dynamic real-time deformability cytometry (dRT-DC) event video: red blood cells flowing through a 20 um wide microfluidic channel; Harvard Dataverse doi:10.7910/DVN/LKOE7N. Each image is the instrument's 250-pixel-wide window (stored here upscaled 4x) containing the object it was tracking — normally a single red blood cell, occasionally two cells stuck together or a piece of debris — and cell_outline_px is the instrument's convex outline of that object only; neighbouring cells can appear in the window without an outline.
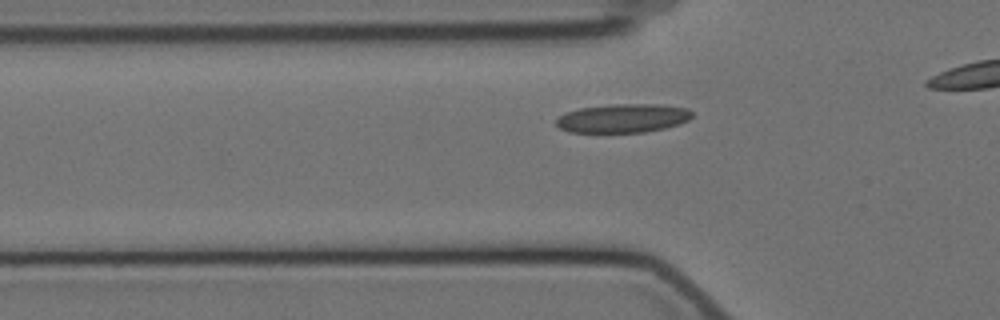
{"species": "Egyptian fruit bat (a non-hibernating species)", "species_latin": "Rousettus aegyptiacus", "temperature_condition": "cold", "stored_images_in_passage": 32, "camera_frame_rate_fps": 3000, "um_per_image_px": 0.085, "animal": {"sex": "female"}, "frame": {"image": 1, "passage_image": 8, "time_ms": 2.333, "image_size_px": [1000, 320], "cell_outline_px": [[692, 116], [688, 120], [680, 124], [664, 128], [644, 132], [568, 132], [560, 128], [556, 124], [556, 120], [560, 116], [568, 112], [580, 108], [612, 104], [656, 104], [688, 108], [692, 112]], "centroid_in_image_um": [52.97, 10.05], "position_along_channel_um": 72.8, "area_um2": 22.66}}
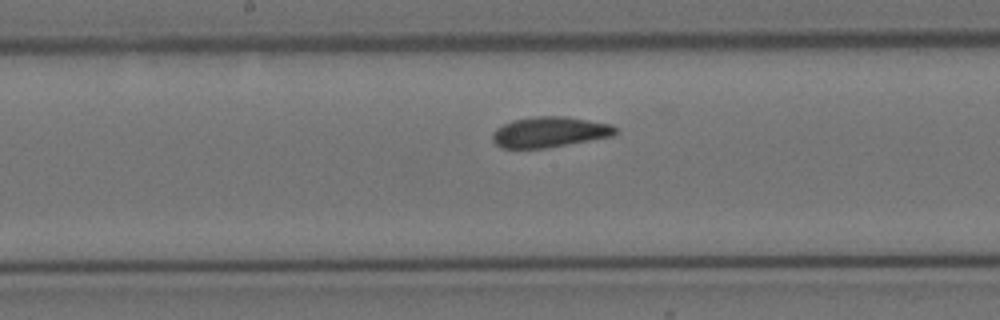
{"frame": {"image": 2, "passage_image": 19, "time_ms": 6.0, "image_size_px": [1000, 320], "cell_outline_px": [[620, 132], [612, 136], [544, 148], [500, 148], [492, 140], [492, 132], [496, 128], [512, 120], [536, 116], [564, 116], [612, 124]], "centroid_in_image_um": [46.7, 11.22], "position_along_channel_um": 201.5, "area_um2": 21.85}}
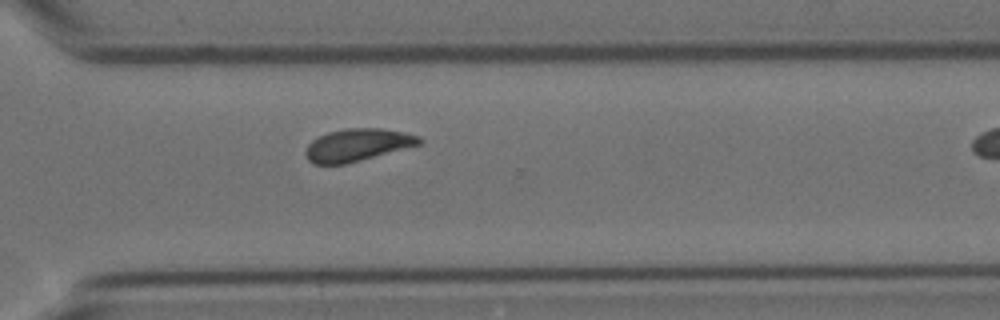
{"frame": {"image": 3, "passage_image": 31, "time_ms": 10.0, "image_size_px": [1000, 320], "cell_outline_px": [[424, 140], [420, 144], [360, 160], [344, 164], [312, 164], [308, 160], [304, 152], [308, 144], [312, 140], [328, 132], [344, 128], [380, 128], [404, 132], [420, 136]], "centroid_in_image_um": [30.36, 12.31], "position_along_channel_um": 340.2, "area_um2": 21.39}}